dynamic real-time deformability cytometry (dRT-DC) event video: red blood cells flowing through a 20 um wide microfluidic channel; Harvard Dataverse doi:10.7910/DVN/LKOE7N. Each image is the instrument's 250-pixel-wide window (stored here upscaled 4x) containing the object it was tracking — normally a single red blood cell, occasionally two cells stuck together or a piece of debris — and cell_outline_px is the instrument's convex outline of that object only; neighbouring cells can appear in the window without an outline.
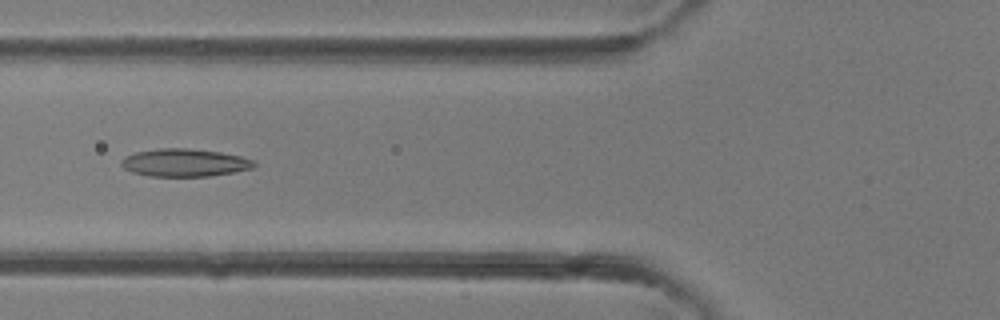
{"species": "common noctule bat (a hibernating species)", "species_latin": "Nyctalus noctula", "temperature_condition": "room temperature", "stored_images_in_passage": 28, "camera_frame_rate_fps": 3000, "um_per_image_px": 0.085, "animal": {"sex": "female"}, "frame": {"image": 1, "passage_image": 3, "time_ms": 0.667, "image_size_px": [1000, 320], "cell_outline_px": [[256, 164], [252, 168], [232, 172], [208, 176], [148, 176], [132, 172], [124, 168], [120, 164], [120, 160], [124, 156], [136, 152], [160, 148], [188, 148], [220, 152], [240, 156], [256, 160]], "centroid_in_image_um": [15.66, 13.82], "position_along_channel_um": 110.1, "area_um2": 21.5}}
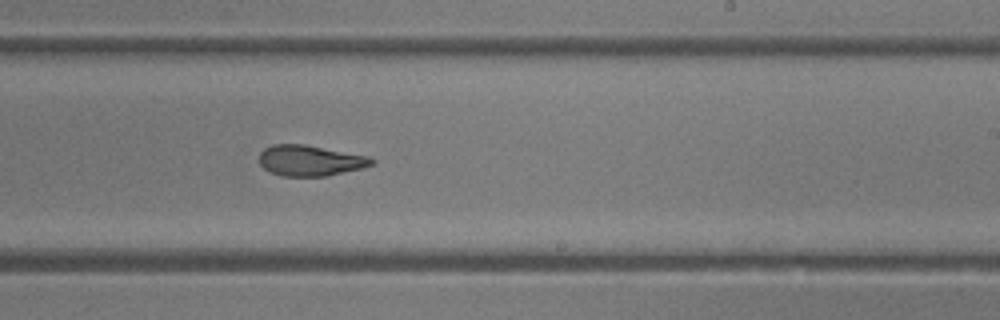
{"frame": {"image": 2, "passage_image": 12, "time_ms": 3.667, "image_size_px": [1000, 320], "cell_outline_px": [[376, 160], [372, 164], [364, 168], [328, 176], [280, 176], [264, 168], [260, 164], [260, 152], [264, 148], [272, 144], [304, 144], [368, 156]], "centroid_in_image_um": [26.37, 13.65], "position_along_channel_um": 262.6, "area_um2": 20.17}}
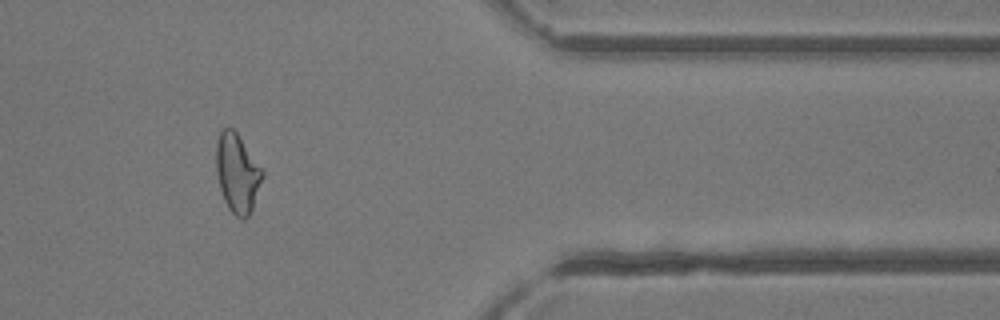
{"frame": {"image": 3, "passage_image": 21, "time_ms": 6.667, "image_size_px": [1000, 320], "cell_outline_px": [[264, 176], [252, 208], [248, 216], [244, 220], [240, 220], [228, 208], [224, 200], [220, 188], [216, 172], [216, 140], [220, 132], [224, 128], [232, 128], [236, 132], [264, 172]], "centroid_in_image_um": [20.16, 14.74], "position_along_channel_um": 391.2, "area_um2": 21.1}}